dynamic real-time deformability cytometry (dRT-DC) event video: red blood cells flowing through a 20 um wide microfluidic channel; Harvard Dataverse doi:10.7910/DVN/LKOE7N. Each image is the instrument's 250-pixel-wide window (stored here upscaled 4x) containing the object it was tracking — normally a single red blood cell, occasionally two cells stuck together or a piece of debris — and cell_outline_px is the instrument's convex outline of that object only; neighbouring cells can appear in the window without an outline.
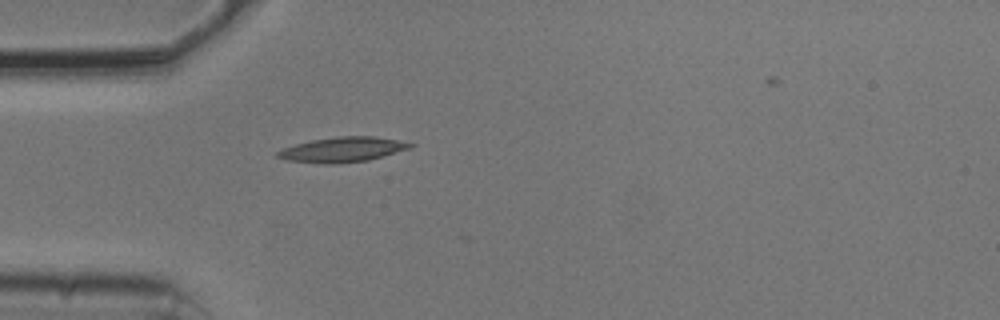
{"species": "common noctule bat (a hibernating species)", "species_latin": "Nyctalus noctula", "temperature_condition": "cold", "stored_images_in_passage": 4, "camera_frame_rate_fps": 3000, "um_per_image_px": 0.085, "animal": {"sex": "male", "body_mass_g": 20.5, "forearm_length_mm": 52.5}, "frame": {"image": 1, "passage_image": 1, "time_ms": 0.0, "image_size_px": [1000, 320], "cell_outline_px": [[416, 144], [412, 148], [368, 160], [336, 164], [324, 164], [284, 160], [276, 156], [276, 152], [280, 148], [312, 140], [336, 136], [376, 136]], "centroid_in_image_um": [29.08, 12.71], "position_along_channel_um": 55.9, "area_um2": 19.48}}